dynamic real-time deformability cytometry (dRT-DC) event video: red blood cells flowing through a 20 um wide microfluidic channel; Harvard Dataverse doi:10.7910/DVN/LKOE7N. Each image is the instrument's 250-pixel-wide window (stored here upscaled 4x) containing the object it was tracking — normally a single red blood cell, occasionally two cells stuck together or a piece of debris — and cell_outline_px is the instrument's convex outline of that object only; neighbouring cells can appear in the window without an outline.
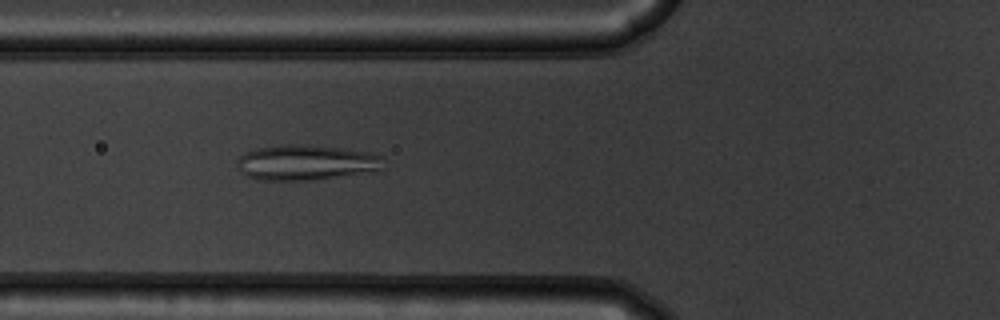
{"species": "common noctule bat (a hibernating species)", "species_latin": "Nyctalus noctula", "temperature_condition": "warm", "stored_images_in_passage": 37, "camera_frame_rate_fps": 3000, "um_per_image_px": 0.085, "animal": {"sex": "male", "body_mass_g": 19.5, "forearm_length_mm": 54.6}, "frame": {"image": 1, "passage_image": 4, "time_ms": 1.0, "image_size_px": [1000, 320], "cell_outline_px": [[384, 156], [380, 168], [312, 180], [260, 180], [248, 176], [240, 172], [236, 164], [236, 160], [244, 152], [256, 148], [280, 144], [304, 144], [340, 148], [368, 152]], "centroid_in_image_um": [25.88, 13.79], "position_along_channel_um": 99.9, "area_um2": 29.71}}
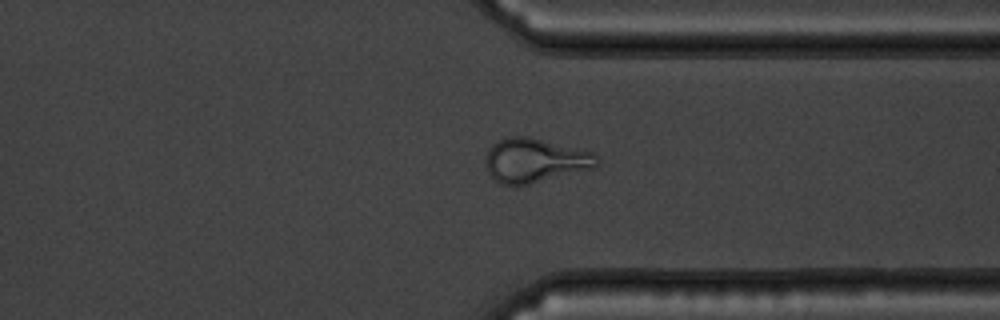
{"frame": {"image": 2, "passage_image": 25, "time_ms": 8.0, "image_size_px": [1000, 320], "cell_outline_px": [[600, 164], [596, 168], [528, 184], [500, 184], [488, 172], [484, 160], [488, 148], [492, 144], [508, 136], [528, 136], [596, 152], [600, 160]], "centroid_in_image_um": [45.52, 13.62], "position_along_channel_um": 365.9, "area_um2": 28.96}}
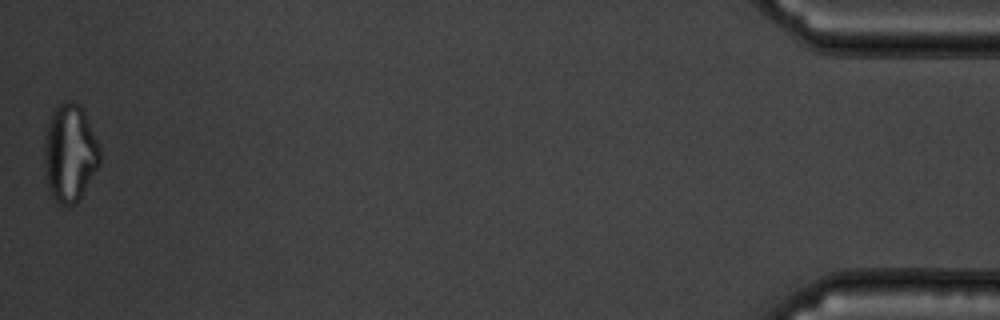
{"frame": {"image": 3, "passage_image": 37, "time_ms": 12.0, "image_size_px": [1000, 320], "cell_outline_px": [[100, 164], [80, 200], [76, 204], [60, 204], [56, 200], [48, 188], [44, 160], [44, 136], [52, 112], [56, 104], [64, 100], [72, 100], [80, 104], [84, 112], [100, 148]], "centroid_in_image_um": [5.94, 12.98], "position_along_channel_um": 429.3, "area_um2": 31.79}, "authors_computed_cell_mechanics": {"area_um2": 27.744, "velocity_mm_per_s": 3.8082, "shape_relaxation_time_tau1_ms": null, "shape_relaxation_time_tau2_ms": 1.0337, "deformation_change_tau1": null, "deformation_change_tau2": 0.0898}}